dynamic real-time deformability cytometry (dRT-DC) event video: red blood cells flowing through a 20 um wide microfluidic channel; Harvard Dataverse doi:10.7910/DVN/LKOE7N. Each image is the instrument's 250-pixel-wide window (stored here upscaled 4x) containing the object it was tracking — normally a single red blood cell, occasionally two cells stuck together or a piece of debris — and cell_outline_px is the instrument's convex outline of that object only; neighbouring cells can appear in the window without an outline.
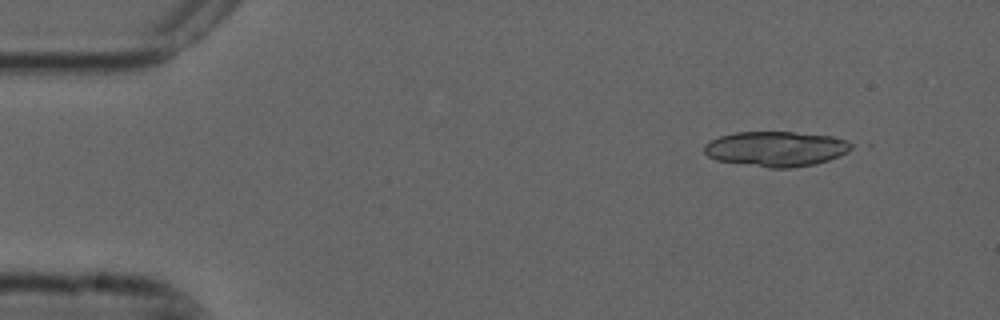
{"species": "common noctule bat (a hibernating species)", "species_latin": "Nyctalus noctula", "temperature_condition": "cold", "stored_images_in_passage": 5, "segment_of_instrument_passage": [1, 2], "camera_frame_rate_fps": 3000, "um_per_image_px": 0.085, "animal": {"sex": "male", "forearm_length_mm": 52.5}, "frame": {"image": 1, "passage_image": 1, "time_ms": 0.0, "image_size_px": [1000, 320], "cell_outline_px": [[856, 148], [840, 156], [816, 164], [792, 168], [768, 168], [716, 160], [708, 156], [704, 152], [704, 144], [720, 136], [736, 132], [792, 132], [832, 136], [848, 140], [856, 144]], "centroid_in_image_um": [66.03, 12.66], "position_along_channel_um": 19.0, "area_um2": 30.46}}